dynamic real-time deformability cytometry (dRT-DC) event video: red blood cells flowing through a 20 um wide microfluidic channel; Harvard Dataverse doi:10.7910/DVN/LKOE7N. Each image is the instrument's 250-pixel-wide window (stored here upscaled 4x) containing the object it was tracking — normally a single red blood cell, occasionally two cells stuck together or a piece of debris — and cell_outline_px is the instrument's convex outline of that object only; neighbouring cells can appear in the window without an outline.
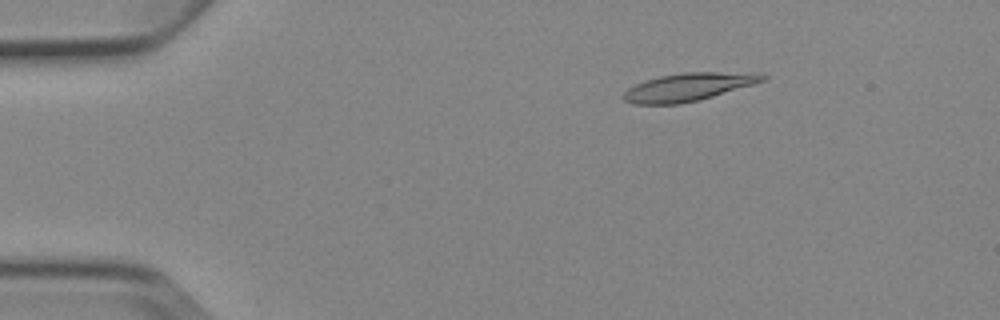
{"species": "Egyptian fruit bat (a non-hibernating species)", "species_latin": "Rousettus aegyptiacus", "temperature_condition": "cold", "stored_images_in_passage": 6, "segment_of_instrument_passage": [2, 2], "camera_frame_rate_fps": 3000, "um_per_image_px": 0.085, "animal": {"sex": "female"}, "frame": {"image": 1, "passage_image": 6, "time_ms": 6.667, "image_size_px": [1000, 320], "cell_outline_px": [[768, 76], [764, 80], [752, 84], [700, 100], [680, 104], [632, 104], [624, 100], [620, 96], [628, 88], [636, 84], [660, 76], [684, 72], [756, 72]], "centroid_in_image_um": [58.5, 7.39], "position_along_channel_um": 26.5, "area_um2": 22.6}}